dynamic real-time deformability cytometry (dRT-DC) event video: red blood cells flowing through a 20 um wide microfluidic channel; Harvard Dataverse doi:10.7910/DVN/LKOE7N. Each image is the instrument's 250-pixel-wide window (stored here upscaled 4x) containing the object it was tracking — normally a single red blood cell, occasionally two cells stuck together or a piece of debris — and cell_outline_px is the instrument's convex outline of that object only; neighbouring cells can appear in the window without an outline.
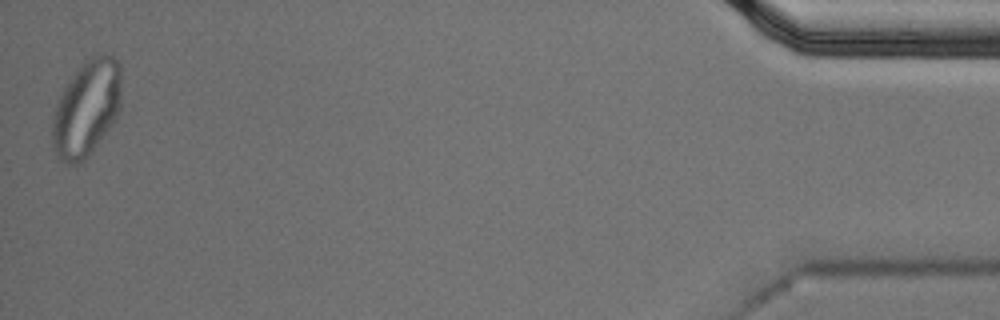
{"species": "Egyptian fruit bat (a non-hibernating species)", "species_latin": "Rousettus aegyptiacus", "temperature_condition": "cold", "stored_images_in_passage": 57, "segment_of_instrument_passage": [2, 2], "camera_frame_rate_fps": 3000, "um_per_image_px": 0.085, "animal": {"sex": "male"}, "frame": {"image": 1, "passage_image": 57, "time_ms": 18.667, "image_size_px": [1000, 320], "cell_outline_px": [[120, 108], [116, 116], [108, 128], [88, 156], [84, 160], [76, 164], [68, 164], [60, 160], [56, 156], [52, 148], [52, 120], [56, 104], [64, 88], [72, 76], [92, 56], [100, 52], [104, 52], [112, 56], [120, 64]], "centroid_in_image_um": [7.34, 9.22], "position_along_channel_um": 427.9, "area_um2": 38.26}}